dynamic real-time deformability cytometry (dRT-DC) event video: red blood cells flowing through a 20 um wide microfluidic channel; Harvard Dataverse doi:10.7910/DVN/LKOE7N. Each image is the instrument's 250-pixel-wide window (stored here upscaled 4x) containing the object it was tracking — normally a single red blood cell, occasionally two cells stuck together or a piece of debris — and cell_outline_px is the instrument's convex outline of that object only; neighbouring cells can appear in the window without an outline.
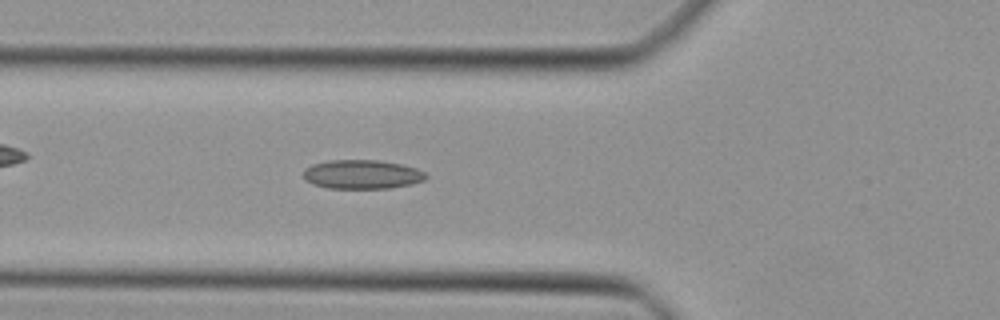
{"species": "Egyptian fruit bat (a non-hibernating species)", "species_latin": "Rousettus aegyptiacus", "temperature_condition": "cold", "stored_images_in_passage": 38, "camera_frame_rate_fps": 3000, "um_per_image_px": 0.085, "animal": {"sex": "female"}, "frame": {"image": 1, "passage_image": 8, "time_ms": 2.333, "image_size_px": [1000, 320], "cell_outline_px": [[428, 176], [424, 180], [412, 184], [392, 188], [328, 188], [312, 184], [304, 180], [304, 168], [312, 164], [328, 160], [380, 160], [400, 164], [416, 168], [424, 172]], "centroid_in_image_um": [30.76, 14.82], "position_along_channel_um": 95.0, "area_um2": 20.87}}
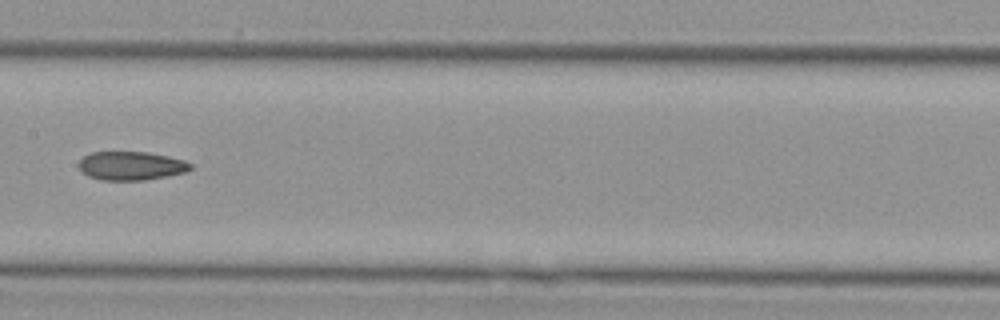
{"frame": {"image": 2, "passage_image": 15, "time_ms": 4.667, "image_size_px": [1000, 320], "cell_outline_px": [[192, 168], [184, 172], [144, 180], [100, 180], [88, 176], [80, 168], [80, 160], [84, 156], [92, 152], [148, 152], [168, 156], [184, 160], [192, 164]], "centroid_in_image_um": [11.15, 14.09], "position_along_channel_um": 196.3, "area_um2": 18.44}}
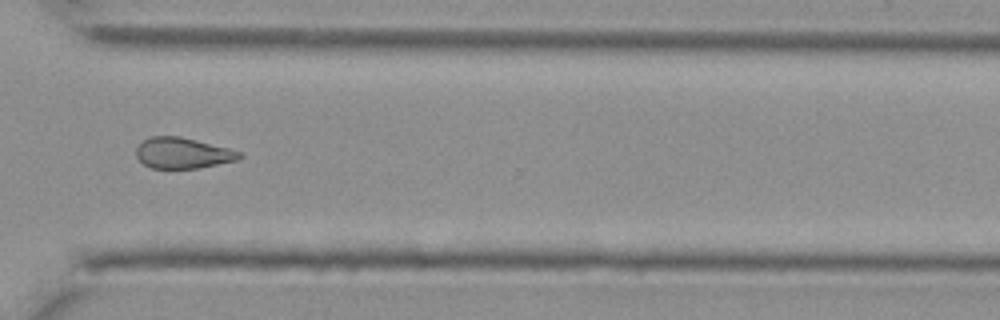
{"frame": {"image": 3, "passage_image": 26, "time_ms": 8.333, "image_size_px": [1000, 320], "cell_outline_px": [[244, 156], [240, 160], [196, 168], [152, 168], [144, 164], [136, 156], [136, 148], [144, 140], [152, 136], [180, 136], [244, 152]], "centroid_in_image_um": [15.58, 13.01], "position_along_channel_um": 355.0, "area_um2": 18.55}}